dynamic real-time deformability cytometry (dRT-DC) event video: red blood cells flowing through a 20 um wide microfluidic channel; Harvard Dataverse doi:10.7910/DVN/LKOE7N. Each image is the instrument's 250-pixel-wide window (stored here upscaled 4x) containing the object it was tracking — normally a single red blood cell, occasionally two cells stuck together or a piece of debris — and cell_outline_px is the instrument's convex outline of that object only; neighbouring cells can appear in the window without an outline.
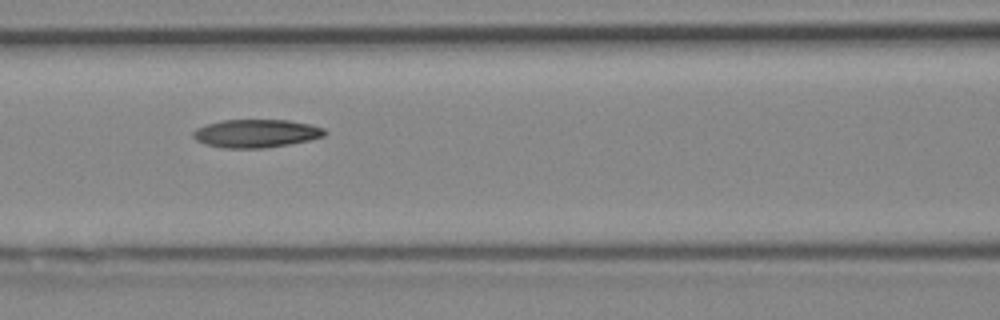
{"species": "Egyptian fruit bat (a non-hibernating species)", "species_latin": "Rousettus aegyptiacus", "temperature_condition": "cold", "stored_images_in_passage": 8, "camera_frame_rate_fps": 3000, "um_per_image_px": 0.085, "animal": {"sex": "female"}, "frame": {"image": 1, "passage_image": 7, "time_ms": 2.0, "image_size_px": [1000, 320], "cell_outline_px": [[328, 132], [324, 136], [308, 140], [288, 144], [264, 148], [224, 148], [204, 144], [196, 140], [192, 136], [192, 132], [196, 128], [208, 124], [224, 120], [288, 120], [312, 124], [324, 128]], "centroid_in_image_um": [21.77, 11.34], "position_along_channel_um": 144.8, "area_um2": 21.62}}
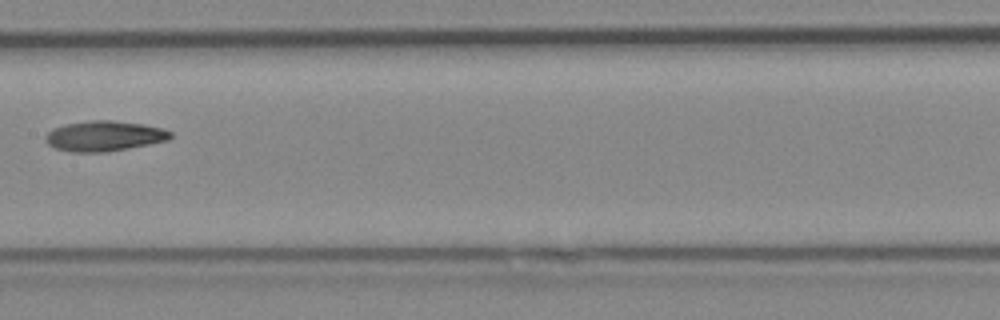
{"frame": {"image": 2, "passage_image": 8, "time_ms": 2.333, "image_size_px": [1000, 320], "cell_outline_px": [[172, 136], [168, 140], [128, 148], [104, 152], [72, 152], [56, 148], [48, 144], [44, 140], [44, 136], [52, 128], [64, 124], [92, 120], [112, 120], [144, 124], [164, 128], [172, 132]], "centroid_in_image_um": [8.85, 11.55], "position_along_channel_um": 198.6, "area_um2": 22.14}}